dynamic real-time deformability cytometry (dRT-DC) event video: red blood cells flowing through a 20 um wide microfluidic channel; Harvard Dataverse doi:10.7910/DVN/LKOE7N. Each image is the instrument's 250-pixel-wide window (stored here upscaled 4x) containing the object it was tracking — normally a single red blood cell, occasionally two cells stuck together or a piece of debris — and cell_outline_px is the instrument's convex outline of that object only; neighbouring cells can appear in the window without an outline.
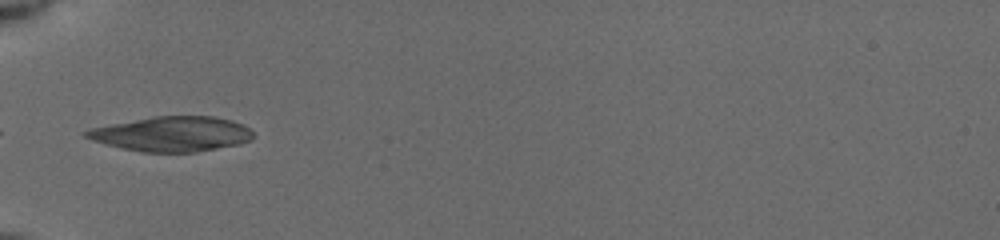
{"species": "common noctule bat (a hibernating species)", "species_latin": "Nyctalus noctula", "temperature_condition": "cold", "stored_images_in_passage": 5, "camera_frame_rate_fps": 3000, "um_per_image_px": 0.085, "animal": {"sex": "female", "body_mass_g": 19.5, "forearm_length_mm": 54.1}, "frame": {"image": 1, "passage_image": 1, "time_ms": 0.0, "image_size_px": [1000, 240], "cell_outline_px": [[252, 140], [240, 144], [196, 152], [140, 152], [120, 148], [104, 144], [92, 140], [84, 136], [84, 132], [92, 128], [112, 124], [156, 116], [212, 116], [232, 120], [244, 124], [252, 132]], "centroid_in_image_um": [14.63, 11.39], "position_along_channel_um": 70.4, "area_um2": 33.87}}